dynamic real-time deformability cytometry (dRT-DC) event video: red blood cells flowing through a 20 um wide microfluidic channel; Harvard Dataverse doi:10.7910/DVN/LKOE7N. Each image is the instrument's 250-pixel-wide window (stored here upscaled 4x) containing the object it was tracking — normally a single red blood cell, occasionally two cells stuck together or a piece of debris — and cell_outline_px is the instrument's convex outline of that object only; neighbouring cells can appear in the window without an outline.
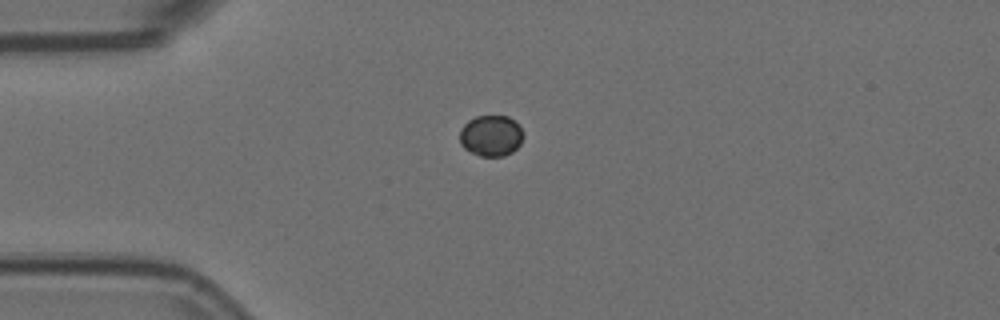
{"species": "Egyptian fruit bat (a non-hibernating species)", "species_latin": "Rousettus aegyptiacus", "temperature_condition": "room temperature", "stored_images_in_passage": 5, "camera_frame_rate_fps": 3000, "um_per_image_px": 0.085, "animal": {"sex": "female"}, "frame": {"image": 1, "passage_image": 1, "time_ms": 0.0, "image_size_px": [1000, 320], "cell_outline_px": [[524, 136], [520, 144], [512, 152], [504, 156], [480, 156], [464, 148], [460, 144], [460, 128], [468, 120], [476, 116], [508, 116], [516, 120]], "centroid_in_image_um": [41.74, 11.52], "position_along_channel_um": 43.3, "area_um2": 15.32}}
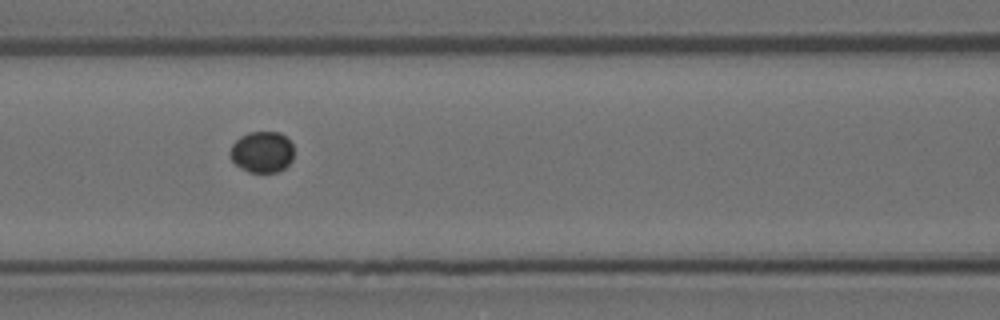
{"frame": {"image": 2, "passage_image": 4, "time_ms": 1.0, "image_size_px": [1000, 320], "cell_outline_px": [[292, 160], [284, 168], [276, 172], [248, 172], [240, 168], [232, 160], [228, 152], [232, 144], [240, 136], [248, 132], [280, 132], [292, 144]], "centroid_in_image_um": [22.24, 12.91], "position_along_channel_um": 144.4, "area_um2": 15.32}}
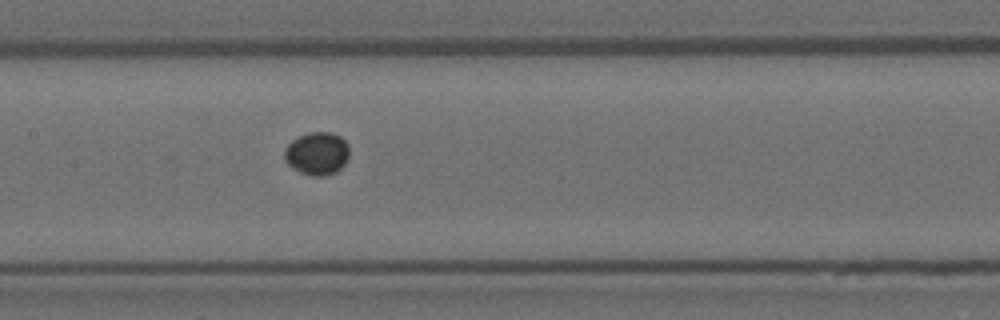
{"frame": {"image": 3, "passage_image": 5, "time_ms": 1.333, "image_size_px": [1000, 320], "cell_outline_px": [[348, 156], [344, 164], [336, 172], [324, 176], [312, 176], [300, 172], [292, 168], [284, 160], [284, 148], [292, 140], [308, 132], [332, 132], [340, 136], [348, 144]], "centroid_in_image_um": [26.93, 13.04], "position_along_channel_um": 180.5, "area_um2": 16.3}}